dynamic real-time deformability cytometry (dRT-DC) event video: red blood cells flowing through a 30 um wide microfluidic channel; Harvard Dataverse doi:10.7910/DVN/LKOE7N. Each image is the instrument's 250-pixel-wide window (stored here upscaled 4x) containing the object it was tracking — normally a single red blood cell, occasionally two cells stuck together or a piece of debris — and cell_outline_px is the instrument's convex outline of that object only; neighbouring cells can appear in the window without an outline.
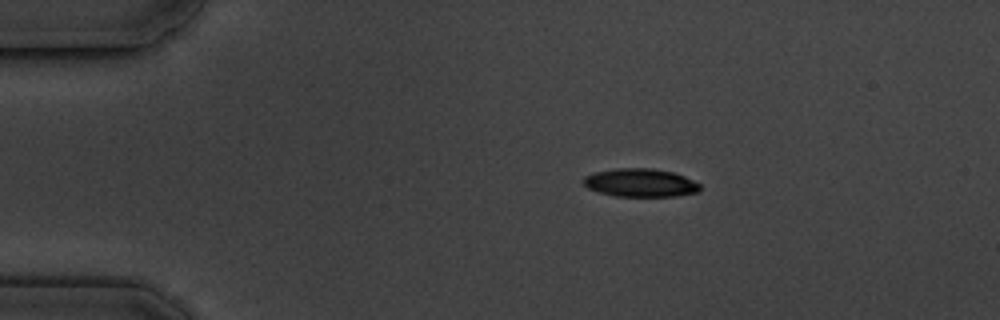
{"species": "common noctule bat (a hibernating species)", "species_latin": "Nyctalus noctula", "temperature_condition": "cold", "stored_images_in_passage": 5, "camera_frame_rate_fps": 3000, "um_per_image_px": 0.085, "animal": {"sex": "male", "body_mass_g": 19.5, "forearm_length_mm": 54.6}, "frame": {"image": 1, "passage_image": 2, "time_ms": 1.0, "image_size_px": [1000, 320], "cell_outline_px": [[700, 192], [676, 196], [616, 196], [600, 192], [588, 188], [580, 180], [584, 176], [592, 172], [616, 168], [652, 168], [672, 172], [684, 176], [700, 184]], "centroid_in_image_um": [54.41, 15.52], "position_along_channel_um": 30.6, "area_um2": 19.31}}
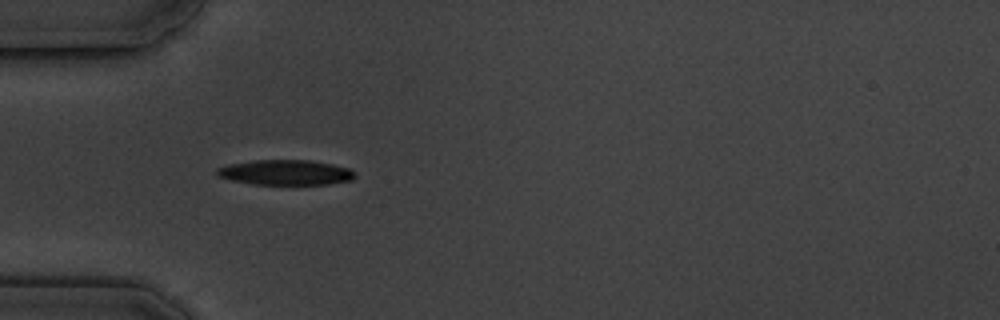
{"frame": {"image": 2, "passage_image": 4, "time_ms": 3.333, "image_size_px": [1000, 320], "cell_outline_px": [[356, 176], [352, 180], [328, 184], [252, 184], [232, 180], [216, 176], [216, 168], [228, 164], [252, 160], [312, 160], [332, 164], [348, 168], [356, 172]], "centroid_in_image_um": [24.26, 14.65], "position_along_channel_um": 60.7, "area_um2": 20.35}}